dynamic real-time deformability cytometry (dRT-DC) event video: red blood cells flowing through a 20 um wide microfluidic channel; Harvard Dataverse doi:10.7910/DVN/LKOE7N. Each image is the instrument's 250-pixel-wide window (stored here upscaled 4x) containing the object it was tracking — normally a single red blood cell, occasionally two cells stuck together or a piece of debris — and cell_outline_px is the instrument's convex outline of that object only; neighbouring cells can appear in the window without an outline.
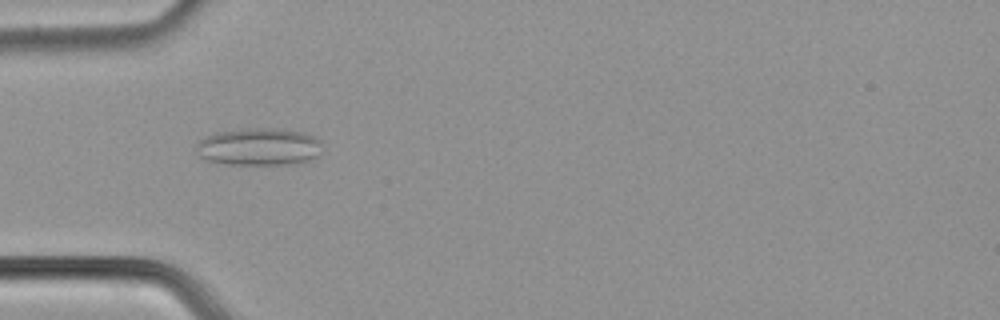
{"species": "common noctule bat (a hibernating species)", "species_latin": "Nyctalus noctula", "temperature_condition": "cold", "stored_images_in_passage": 50, "camera_frame_rate_fps": 3000, "um_per_image_px": 0.085, "animal": {"sex": "male", "body_mass_g": 21.5, "forearm_length_mm": 52.0}, "frame": {"image": 1, "passage_image": 13, "time_ms": 4.0, "image_size_px": [1000, 320], "cell_outline_px": [[320, 156], [312, 160], [300, 164], [228, 164], [208, 160], [200, 156], [196, 148], [196, 144], [200, 140], [208, 136], [220, 132], [244, 128], [272, 128], [304, 132], [316, 136], [320, 140]], "centroid_in_image_um": [22.09, 12.48], "position_along_channel_um": 62.9, "area_um2": 27.63}}
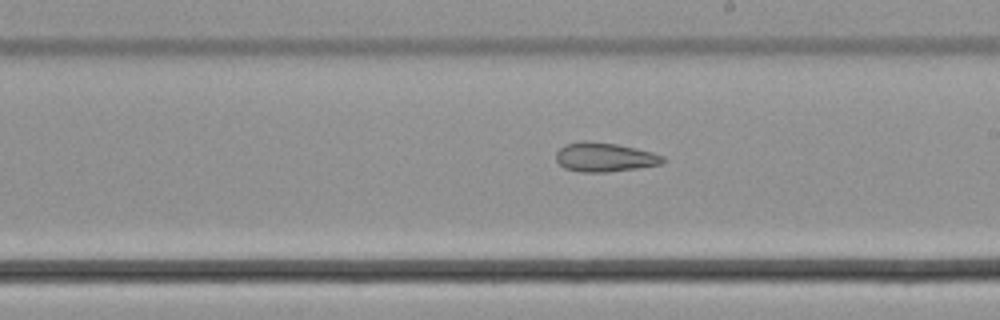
{"frame": {"image": 2, "passage_image": 27, "time_ms": 8.667, "image_size_px": [1000, 320], "cell_outline_px": [[664, 160], [660, 164], [636, 168], [608, 172], [580, 172], [564, 168], [556, 160], [556, 152], [564, 144], [580, 140], [584, 140], [616, 144], [636, 148], [652, 152], [664, 156]], "centroid_in_image_um": [51.34, 13.35], "position_along_channel_um": 237.7, "area_um2": 18.15}}
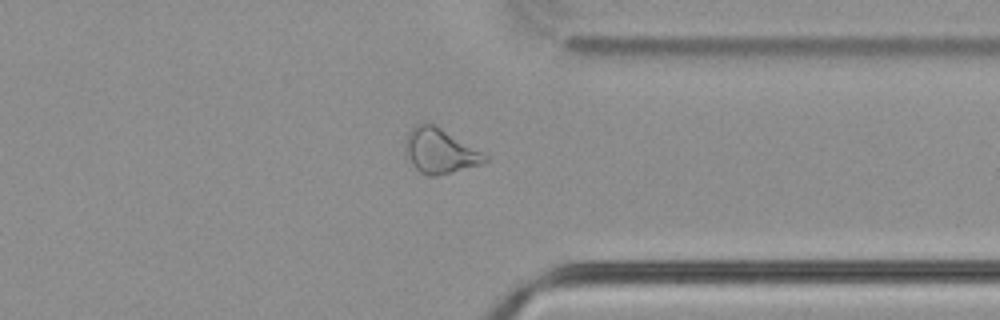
{"frame": {"image": 3, "passage_image": 38, "time_ms": 12.333, "image_size_px": [1000, 320], "cell_outline_px": [[488, 160], [480, 164], [436, 176], [428, 176], [420, 172], [416, 168], [404, 148], [404, 140], [412, 128], [416, 124], [424, 120], [440, 128], [488, 156]], "centroid_in_image_um": [37.35, 12.81], "position_along_channel_um": 374.0, "area_um2": 20.23}, "authors_computed_cell_mechanics": {"area_um2": 21.7328, "velocity_mm_per_s": 3.7874, "shape_relaxation_time_tau1_ms": null, "shape_relaxation_time_tau2_ms": 4.5005, "deformation_change_tau1": null, "deformation_change_tau2": 0.1343}}